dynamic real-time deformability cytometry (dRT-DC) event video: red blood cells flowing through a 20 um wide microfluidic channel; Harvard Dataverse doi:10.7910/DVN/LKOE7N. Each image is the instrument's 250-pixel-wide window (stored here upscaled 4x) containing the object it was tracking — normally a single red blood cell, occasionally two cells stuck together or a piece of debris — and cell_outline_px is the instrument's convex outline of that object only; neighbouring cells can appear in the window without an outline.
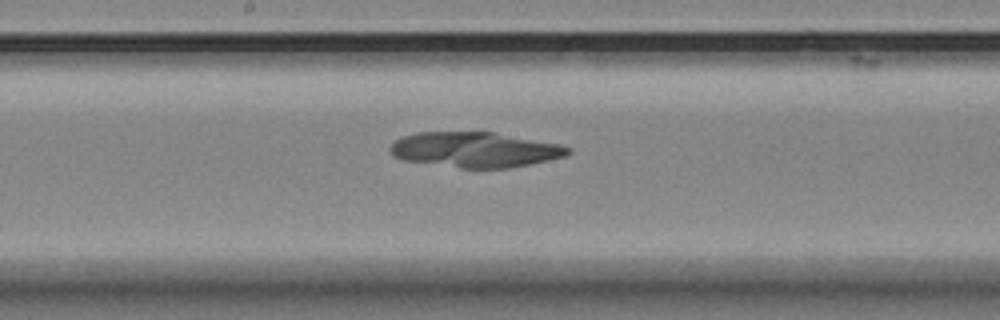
{"species": "Egyptian fruit bat (a non-hibernating species)", "species_latin": "Rousettus aegyptiacus", "temperature_condition": "room temperature", "stored_images_in_passage": 34, "camera_frame_rate_fps": 3000, "um_per_image_px": 0.085, "animal": {"sex": "female"}, "frame": {"image": 1, "passage_image": 17, "time_ms": 5.333, "image_size_px": [1000, 320], "cell_outline_px": [[572, 152], [568, 156], [508, 168], [460, 168], [404, 160], [396, 156], [388, 148], [396, 140], [404, 136], [416, 132], [492, 132], [560, 144], [572, 148]], "centroid_in_image_um": [40.42, 12.72], "position_along_channel_um": 207.8, "area_um2": 36.36}}